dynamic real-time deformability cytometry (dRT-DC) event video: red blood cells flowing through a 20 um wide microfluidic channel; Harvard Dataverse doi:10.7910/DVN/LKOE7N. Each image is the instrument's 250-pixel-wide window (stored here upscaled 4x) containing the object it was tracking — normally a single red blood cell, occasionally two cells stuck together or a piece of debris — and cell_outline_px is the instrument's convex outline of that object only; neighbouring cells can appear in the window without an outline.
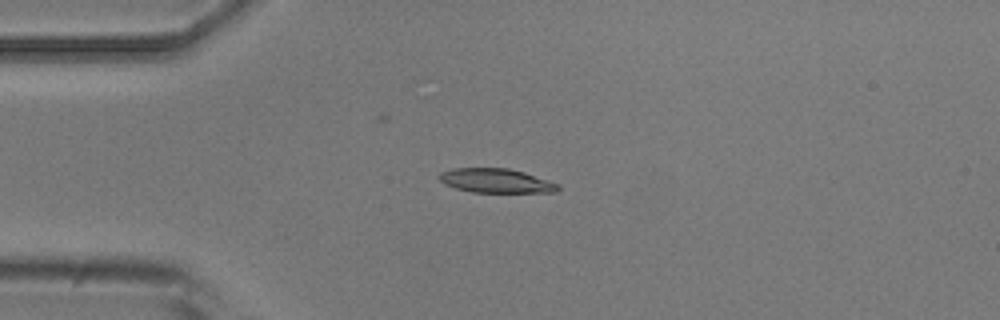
{"species": "common noctule bat (a hibernating species)", "species_latin": "Nyctalus noctula", "temperature_condition": "room temperature", "stored_images_in_passage": 9, "camera_frame_rate_fps": 3000, "um_per_image_px": 0.085, "animal": {"sex": "male", "body_mass_g": 20.5, "forearm_length_mm": 52.5}, "frame": {"image": 1, "passage_image": 3, "time_ms": 3.0, "image_size_px": [1000, 320], "cell_outline_px": [[560, 188], [556, 192], [472, 192], [456, 188], [444, 184], [440, 180], [440, 172], [452, 168], [508, 168], [524, 172], [560, 184]], "centroid_in_image_um": [42.17, 15.36], "position_along_channel_um": 42.8, "area_um2": 16.7}}
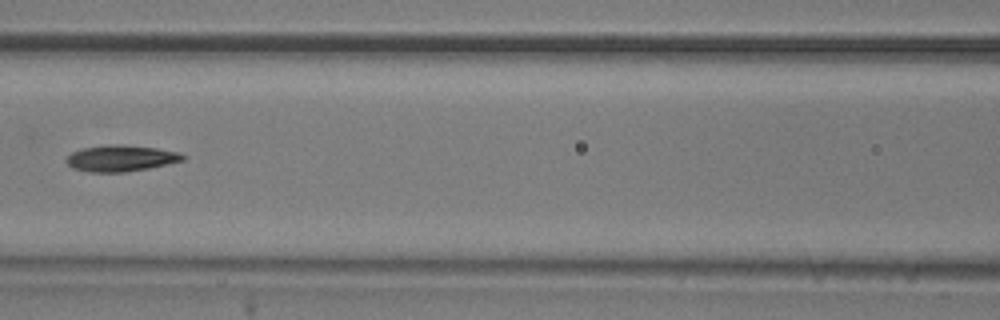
{"frame": {"image": 2, "passage_image": 6, "time_ms": 6.667, "image_size_px": [1000, 320], "cell_outline_px": [[188, 156], [184, 160], [148, 168], [124, 172], [88, 172], [72, 168], [68, 164], [68, 156], [72, 152], [84, 148], [108, 144], [120, 144], [156, 148], [180, 152]], "centroid_in_image_um": [10.31, 13.45], "position_along_channel_um": 156.3, "area_um2": 17.74}}